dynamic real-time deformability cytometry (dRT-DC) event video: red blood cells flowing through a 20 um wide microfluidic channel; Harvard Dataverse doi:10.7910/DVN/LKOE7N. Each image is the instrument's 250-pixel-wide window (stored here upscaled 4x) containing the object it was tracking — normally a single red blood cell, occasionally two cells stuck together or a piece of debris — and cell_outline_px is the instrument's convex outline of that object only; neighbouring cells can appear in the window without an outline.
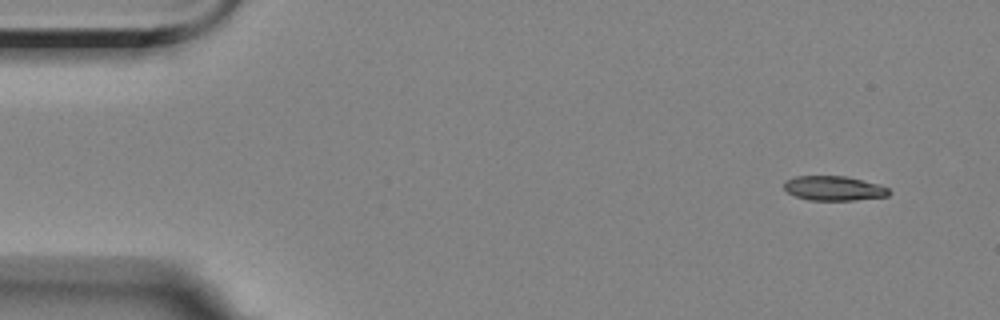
{"species": "Egyptian fruit bat (a non-hibernating species)", "species_latin": "Rousettus aegyptiacus", "temperature_condition": "room temperature", "stored_images_in_passage": 4, "camera_frame_rate_fps": 3000, "um_per_image_px": 0.085, "animal": {"sex": "female"}, "frame": {"image": 1, "passage_image": 1, "time_ms": 0.0, "image_size_px": [1000, 320], "cell_outline_px": [[892, 192], [888, 196], [852, 200], [808, 200], [796, 196], [788, 192], [784, 188], [784, 180], [796, 176], [848, 176], [880, 184], [888, 188]], "centroid_in_image_um": [70.9, 15.99], "position_along_channel_um": 14.1, "area_um2": 15.14}}